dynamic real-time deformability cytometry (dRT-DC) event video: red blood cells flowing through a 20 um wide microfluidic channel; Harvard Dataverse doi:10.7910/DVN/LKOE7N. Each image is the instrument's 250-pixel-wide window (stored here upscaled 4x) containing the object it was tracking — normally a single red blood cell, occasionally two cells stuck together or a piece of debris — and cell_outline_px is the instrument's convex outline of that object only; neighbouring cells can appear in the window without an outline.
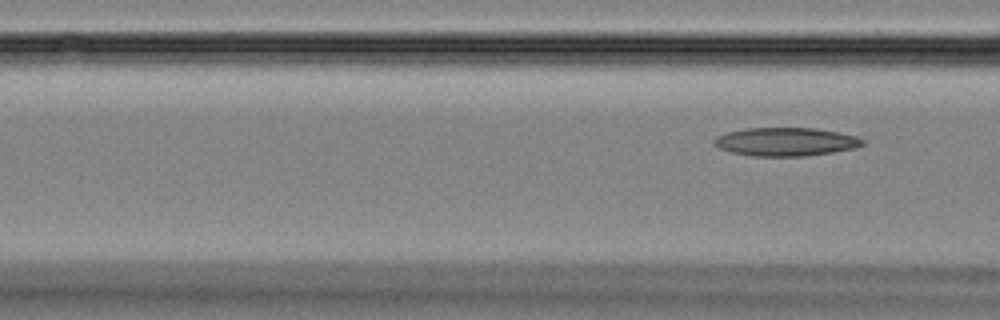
{"species": "Egyptian fruit bat (a non-hibernating species)", "species_latin": "Rousettus aegyptiacus", "temperature_condition": "room temperature", "stored_images_in_passage": 4, "camera_frame_rate_fps": 3000, "um_per_image_px": 0.085, "animal": {"sex": "female"}, "frame": {"image": 1, "passage_image": 4, "time_ms": 4.0, "image_size_px": [1000, 320], "cell_outline_px": [[864, 144], [852, 148], [832, 152], [804, 156], [752, 156], [732, 152], [720, 148], [712, 144], [712, 140], [716, 136], [728, 132], [744, 128], [816, 128], [840, 132], [856, 136], [864, 140]], "centroid_in_image_um": [66.76, 12.04], "position_along_channel_um": 99.8, "area_um2": 24.57}}